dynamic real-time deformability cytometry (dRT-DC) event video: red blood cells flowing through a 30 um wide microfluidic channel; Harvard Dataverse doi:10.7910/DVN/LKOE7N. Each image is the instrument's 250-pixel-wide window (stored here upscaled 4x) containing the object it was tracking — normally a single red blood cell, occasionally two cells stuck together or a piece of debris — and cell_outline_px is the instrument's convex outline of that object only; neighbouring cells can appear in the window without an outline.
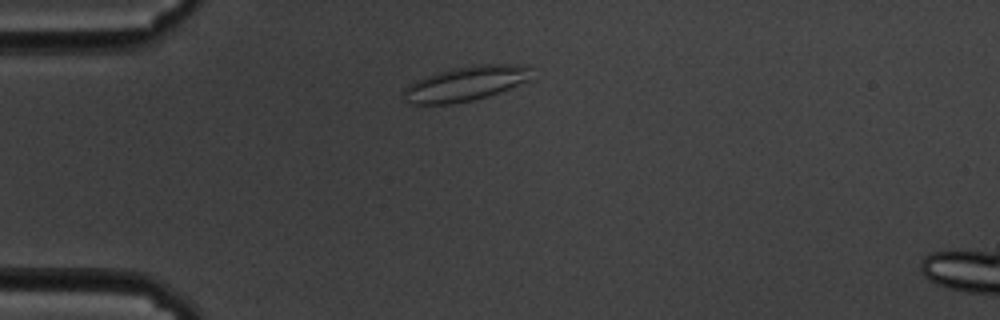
{"species": "common noctule bat (a hibernating species)", "species_latin": "Nyctalus noctula", "temperature_condition": "cold", "stored_images_in_passage": 48, "camera_frame_rate_fps": 3000, "um_per_image_px": 0.085, "animal": {"sex": "male", "body_mass_g": 19.5, "forearm_length_mm": 54.6}, "frame": {"image": 1, "passage_image": 3, "time_ms": 0.667, "image_size_px": [1000, 320], "cell_outline_px": [[532, 68], [528, 80], [500, 92], [488, 96], [472, 100], [448, 104], [408, 104], [404, 100], [404, 88], [408, 84], [416, 80], [452, 68], [476, 64], [532, 64]], "centroid_in_image_um": [39.6, 7.09], "position_along_channel_um": 45.4, "area_um2": 25.89}}
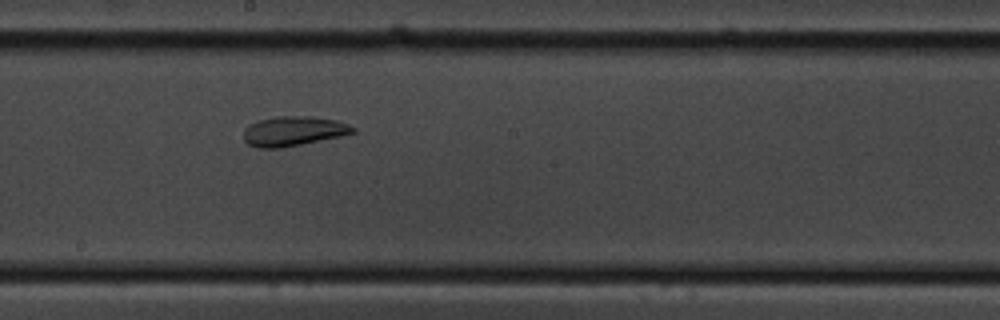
{"frame": {"image": 2, "passage_image": 21, "time_ms": 6.667, "image_size_px": [1000, 320], "cell_outline_px": [[356, 132], [340, 136], [280, 148], [256, 148], [248, 144], [244, 140], [244, 128], [248, 124], [260, 120], [280, 116], [312, 116], [336, 120], [348, 124], [356, 128]], "centroid_in_image_um": [24.92, 11.14], "position_along_channel_um": 223.3, "area_um2": 18.84}}
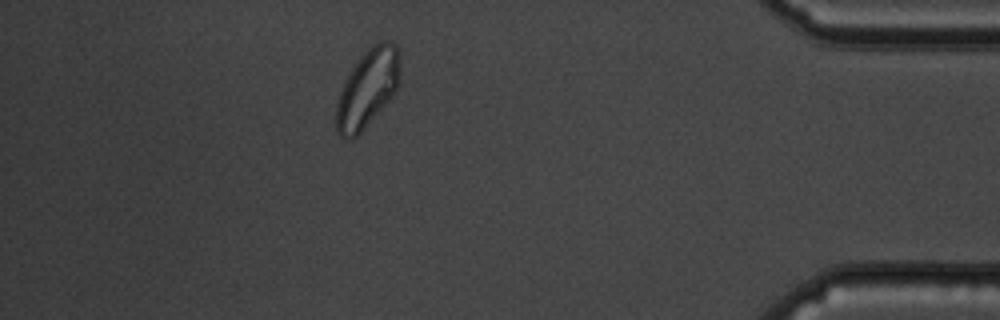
{"frame": {"image": 3, "passage_image": 41, "time_ms": 13.333, "image_size_px": [1000, 320], "cell_outline_px": [[400, 84], [392, 96], [364, 128], [356, 136], [348, 140], [344, 140], [340, 136], [336, 128], [336, 104], [340, 92], [352, 68], [360, 56], [372, 44], [380, 40], [388, 40], [396, 44], [400, 52]], "centroid_in_image_um": [31.27, 7.47], "position_along_channel_um": 403.9, "area_um2": 29.07}, "authors_computed_cell_mechanics": {"area_um2": 21.3282, "velocity_mm_per_s": 3.3283, "shape_relaxation_time_tau1_ms": null, "shape_relaxation_time_tau2_ms": 1.7968, "deformation_change_tau1": null, "deformation_change_tau2": 0.0695}}